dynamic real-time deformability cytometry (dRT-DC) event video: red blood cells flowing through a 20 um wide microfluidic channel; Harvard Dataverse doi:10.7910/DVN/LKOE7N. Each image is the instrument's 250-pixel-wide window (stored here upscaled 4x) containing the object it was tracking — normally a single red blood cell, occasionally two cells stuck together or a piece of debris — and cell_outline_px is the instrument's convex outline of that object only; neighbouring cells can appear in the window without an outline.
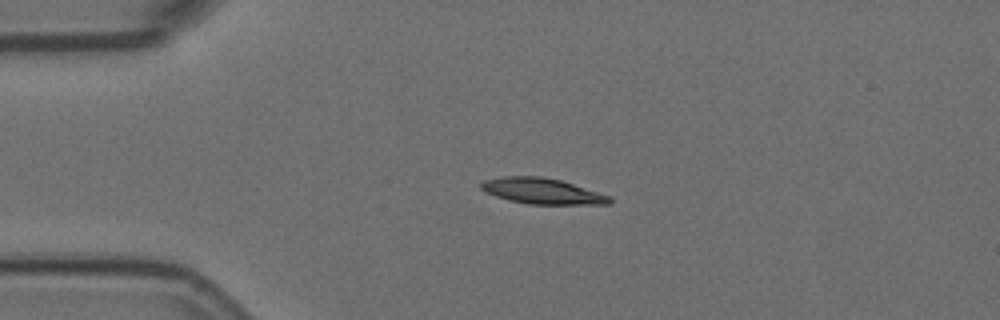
{"species": "Egyptian fruit bat (a non-hibernating species)", "species_latin": "Rousettus aegyptiacus", "temperature_condition": "room temperature", "stored_images_in_passage": 3, "camera_frame_rate_fps": 3000, "um_per_image_px": 0.085, "animal": {"sex": "female"}, "frame": {"image": 1, "passage_image": 1, "time_ms": 0.0, "image_size_px": [1000, 320], "cell_outline_px": [[612, 204], [528, 204], [508, 200], [484, 192], [480, 188], [480, 184], [484, 180], [500, 176], [540, 176], [560, 180], [612, 196]], "centroid_in_image_um": [46.07, 16.24], "position_along_channel_um": 38.9, "area_um2": 19.42}}
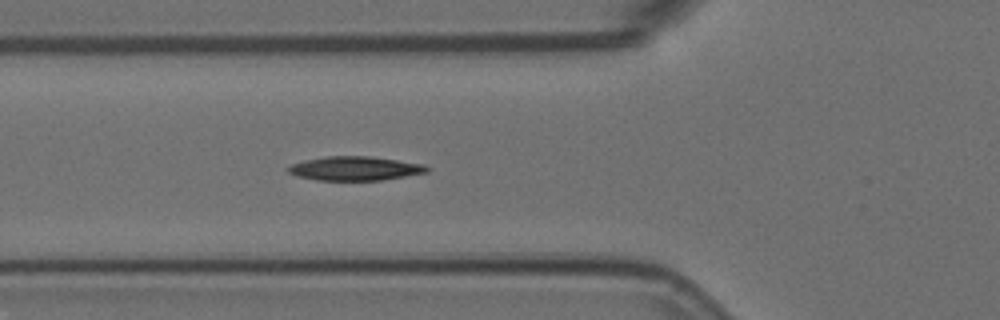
{"frame": {"image": 2, "passage_image": 3, "time_ms": 0.667, "image_size_px": [1000, 320], "cell_outline_px": [[432, 168], [428, 172], [380, 180], [316, 180], [296, 176], [288, 172], [288, 168], [292, 164], [304, 160], [324, 156], [368, 156], [424, 164]], "centroid_in_image_um": [30.17, 14.31], "position_along_channel_um": 95.6, "area_um2": 19.36}}